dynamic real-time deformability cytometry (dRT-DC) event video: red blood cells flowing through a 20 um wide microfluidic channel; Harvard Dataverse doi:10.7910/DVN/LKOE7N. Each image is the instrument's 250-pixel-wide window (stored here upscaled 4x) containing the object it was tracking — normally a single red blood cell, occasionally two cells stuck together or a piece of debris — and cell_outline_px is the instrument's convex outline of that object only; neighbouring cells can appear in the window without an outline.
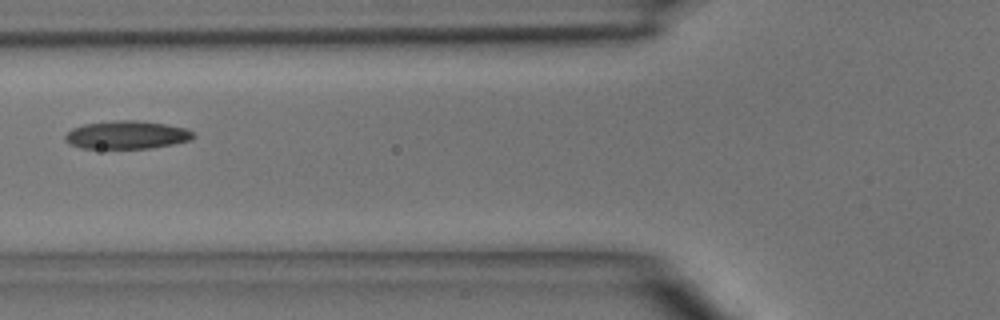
{"species": "common noctule bat (a hibernating species)", "species_latin": "Nyctalus noctula", "temperature_condition": "room temperature", "stored_images_in_passage": 3, "camera_frame_rate_fps": 3000, "um_per_image_px": 0.085, "animal": {"sex": "male", "body_mass_g": 15.6}, "frame": {"image": 1, "passage_image": 3, "time_ms": 3.0, "image_size_px": [1000, 320], "cell_outline_px": [[196, 136], [192, 140], [172, 144], [148, 148], [80, 148], [68, 144], [64, 140], [64, 136], [72, 128], [84, 124], [116, 120], [136, 120], [164, 124], [188, 128], [196, 132]], "centroid_in_image_um": [10.8, 11.46], "position_along_channel_um": 115.0, "area_um2": 21.15}}